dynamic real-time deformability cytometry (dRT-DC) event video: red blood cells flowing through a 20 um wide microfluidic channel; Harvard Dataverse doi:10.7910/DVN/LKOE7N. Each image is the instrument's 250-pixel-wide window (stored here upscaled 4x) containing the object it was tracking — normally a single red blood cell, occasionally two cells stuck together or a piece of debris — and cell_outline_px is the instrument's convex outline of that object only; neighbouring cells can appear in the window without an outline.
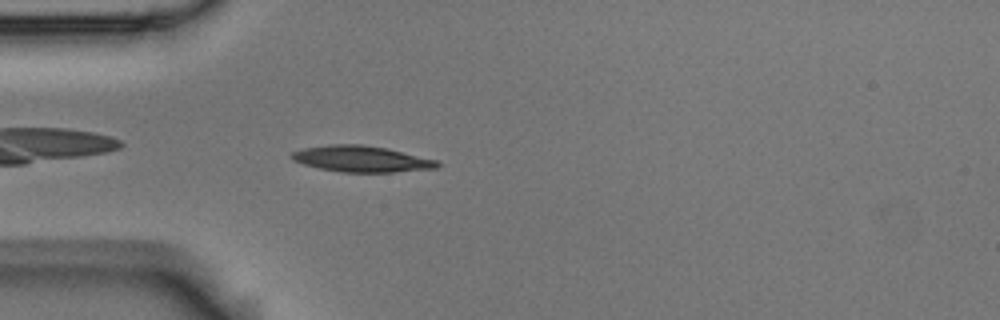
{"species": "Egyptian fruit bat (a non-hibernating species)", "species_latin": "Rousettus aegyptiacus", "temperature_condition": "room temperature", "stored_images_in_passage": 42, "camera_frame_rate_fps": 3000, "um_per_image_px": 0.085, "animal": {"sex": "male"}, "frame": {"image": 1, "passage_image": 3, "time_ms": 0.667, "image_size_px": [1000, 320], "cell_outline_px": [[440, 164], [436, 168], [396, 172], [340, 172], [320, 168], [304, 164], [292, 160], [292, 152], [304, 148], [332, 144], [364, 144], [388, 148], [436, 160]], "centroid_in_image_um": [30.73, 13.5], "position_along_channel_um": 54.3, "area_um2": 22.08}}
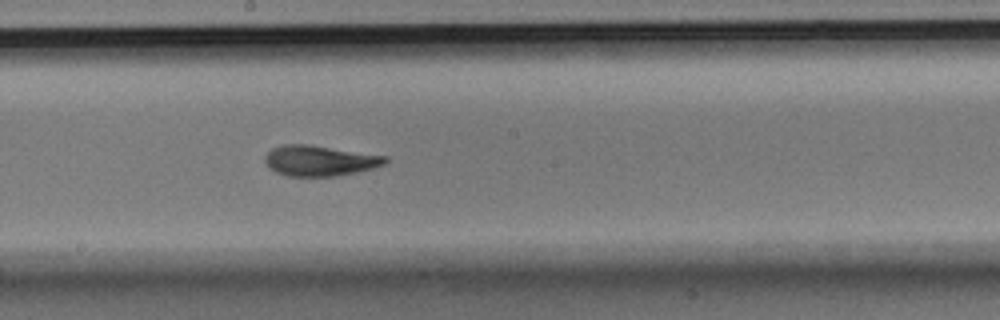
{"frame": {"image": 2, "passage_image": 17, "time_ms": 5.333, "image_size_px": [1000, 320], "cell_outline_px": [[388, 160], [384, 164], [372, 168], [356, 172], [336, 176], [288, 176], [276, 172], [264, 160], [264, 156], [272, 148], [284, 144], [308, 144], [388, 156]], "centroid_in_image_um": [27.18, 13.65], "position_along_channel_um": 221.0, "area_um2": 21.27}}
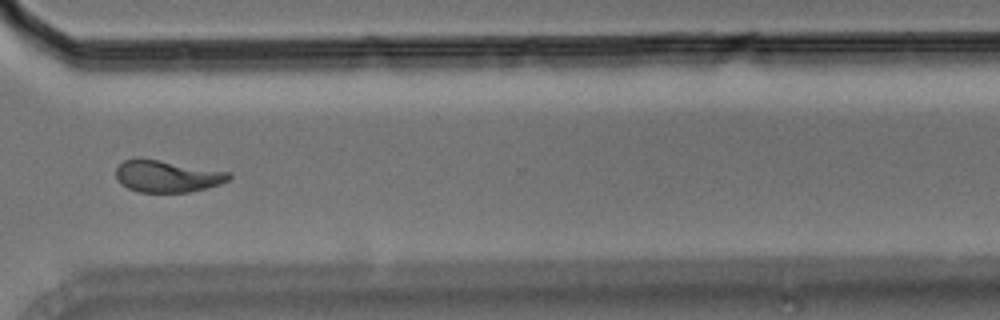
{"frame": {"image": 3, "passage_image": 28, "time_ms": 9.0, "image_size_px": [1000, 320], "cell_outline_px": [[232, 176], [228, 180], [220, 184], [208, 188], [188, 192], [140, 192], [128, 188], [120, 184], [116, 180], [116, 168], [124, 160], [140, 156], [228, 172]], "centroid_in_image_um": [14.16, 14.96], "position_along_channel_um": 356.4, "area_um2": 21.27}, "authors_computed_cell_mechanics": {"area_um2": 21.1837, "velocity_mm_per_s": 3.702, "shape_relaxation_time_tau1_ms": 7.2314, "shape_relaxation_time_tau2_ms": 2.5635, "deformation_change_tau1": 0.2158, "deformation_change_tau2": 0.095}}